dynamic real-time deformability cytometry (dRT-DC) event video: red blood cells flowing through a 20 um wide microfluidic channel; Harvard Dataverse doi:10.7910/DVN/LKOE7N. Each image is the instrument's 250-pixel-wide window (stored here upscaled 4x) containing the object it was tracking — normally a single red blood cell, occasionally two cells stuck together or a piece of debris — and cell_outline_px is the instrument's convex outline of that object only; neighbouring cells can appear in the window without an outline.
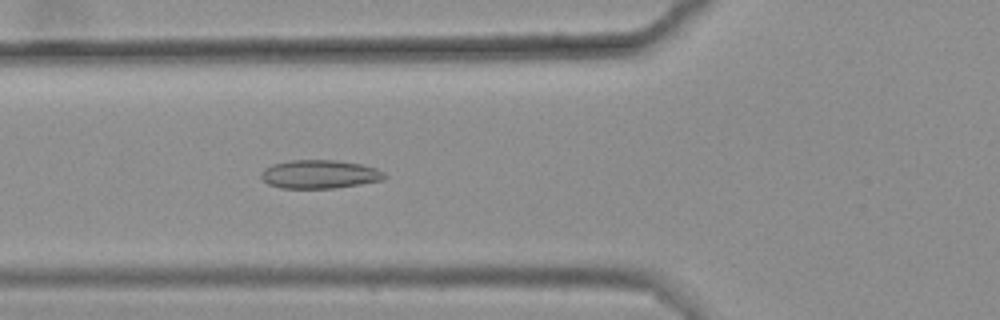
{"species": "common noctule bat (a hibernating species)", "species_latin": "Nyctalus noctula", "temperature_condition": "warm", "stored_images_in_passage": 5, "camera_frame_rate_fps": 3000, "um_per_image_px": 0.085, "animal": {"sex": "female", "body_mass_g": 25.1}, "frame": {"image": 1, "passage_image": 5, "time_ms": 1.333, "image_size_px": [1000, 320], "cell_outline_px": [[388, 176], [384, 180], [336, 188], [280, 188], [268, 184], [260, 176], [260, 172], [264, 168], [272, 164], [288, 160], [336, 160], [360, 164], [376, 168], [384, 172]], "centroid_in_image_um": [27.16, 14.81], "position_along_channel_um": 98.6, "area_um2": 20.69}}